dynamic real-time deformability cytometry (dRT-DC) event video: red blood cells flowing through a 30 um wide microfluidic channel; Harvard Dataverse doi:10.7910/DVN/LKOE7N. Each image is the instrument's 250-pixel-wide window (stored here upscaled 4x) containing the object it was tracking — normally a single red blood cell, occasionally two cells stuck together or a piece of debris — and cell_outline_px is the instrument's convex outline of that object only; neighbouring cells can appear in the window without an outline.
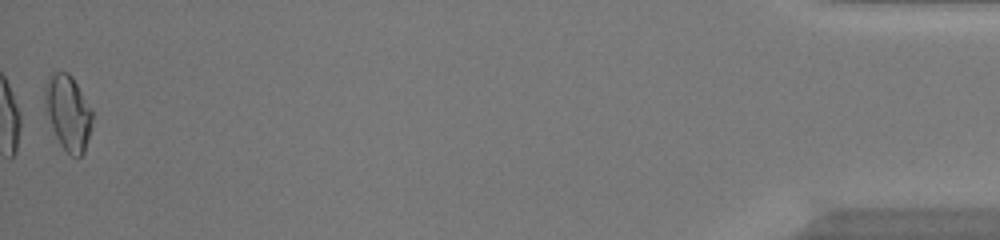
{"species": "common noctule bat (a hibernating species)", "species_latin": "Nyctalus noctula", "temperature_condition": "warm", "stored_images_in_passage": 50, "camera_frame_rate_fps": 3000, "um_per_image_px": 0.085, "animal": {"sex": "female", "body_mass_g": 20.0, "forearm_length_mm": 54.0}, "frame": {"image": 1, "passage_image": 50, "time_ms": 16.333, "image_size_px": [1000, 240], "cell_outline_px": [[92, 128], [84, 152], [80, 156], [72, 156], [60, 144], [44, 112], [44, 88], [48, 76], [52, 72], [68, 72], [72, 76], [92, 108]], "centroid_in_image_um": [5.77, 9.54], "position_along_channel_um": 429.4, "area_um2": 21.1}, "authors_computed_cell_mechanics": {"area_um2": 19.4497, "velocity_mm_per_s": 4.2377, "shape_relaxation_time_tau1_ms": 3.7407, "shape_relaxation_time_tau2_ms": 1.706, "deformation_change_tau1": 0.1971, "deformation_change_tau2": 0.0821}}